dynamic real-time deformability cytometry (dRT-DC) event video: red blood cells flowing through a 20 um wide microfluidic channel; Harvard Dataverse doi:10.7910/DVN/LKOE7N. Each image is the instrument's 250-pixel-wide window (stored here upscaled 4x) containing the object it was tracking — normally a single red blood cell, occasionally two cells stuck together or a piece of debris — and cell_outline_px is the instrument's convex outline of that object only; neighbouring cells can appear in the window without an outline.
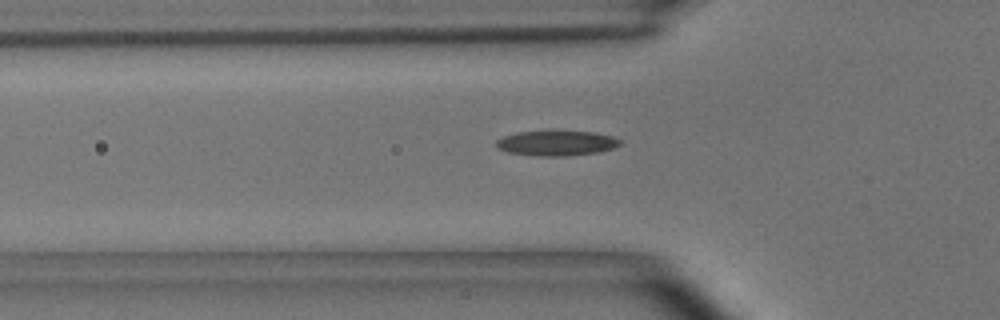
{"species": "common noctule bat (a hibernating species)", "species_latin": "Nyctalus noctula", "temperature_condition": "room temperature", "stored_images_in_passage": 41, "camera_frame_rate_fps": 3000, "um_per_image_px": 0.085, "animal": {"sex": "male", "body_mass_g": 15.6}, "frame": {"image": 1, "passage_image": 8, "time_ms": 2.333, "image_size_px": [1000, 320], "cell_outline_px": [[620, 144], [612, 148], [600, 152], [568, 156], [536, 156], [508, 152], [496, 148], [496, 140], [504, 136], [516, 132], [596, 132], [612, 136], [620, 140]], "centroid_in_image_um": [47.29, 12.18], "position_along_channel_um": 78.5, "area_um2": 17.92}}
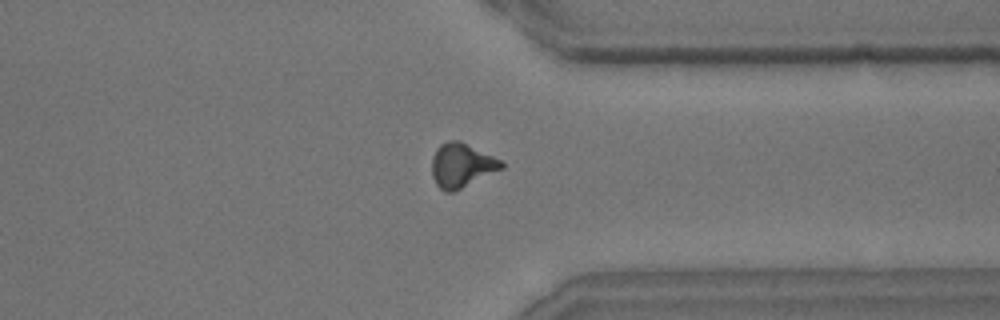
{"frame": {"image": 2, "passage_image": 32, "time_ms": 10.333, "image_size_px": [1000, 320], "cell_outline_px": [[504, 168], [452, 192], [444, 192], [436, 184], [432, 176], [432, 156], [436, 148], [440, 144], [448, 140], [460, 140], [504, 160]], "centroid_in_image_um": [39.25, 14.02], "position_along_channel_um": 372.2, "area_um2": 18.15}}
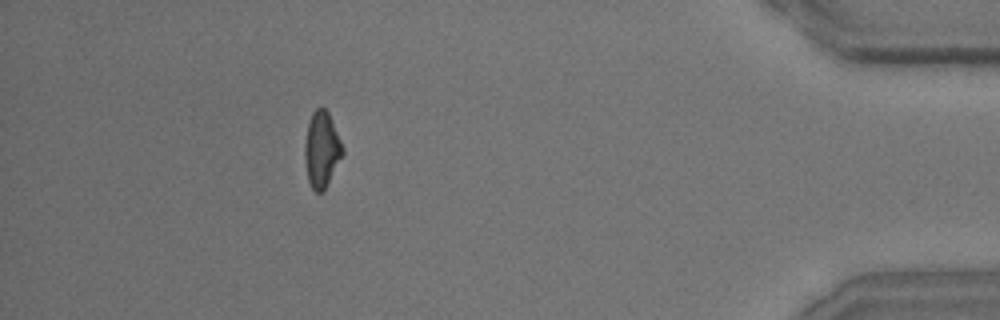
{"frame": {"image": 3, "passage_image": 39, "time_ms": 12.667, "image_size_px": [1000, 320], "cell_outline_px": [[344, 152], [324, 192], [316, 192], [312, 188], [308, 180], [304, 156], [304, 144], [308, 124], [312, 112], [316, 108], [324, 108], [328, 112], [344, 148]], "centroid_in_image_um": [27.34, 12.73], "position_along_channel_um": 407.9, "area_um2": 16.7}, "authors_computed_cell_mechanics": {"area_um2": 17.34, "velocity_mm_per_s": 3.6967, "shape_relaxation_time_tau1_ms": 4.5748, "shape_relaxation_time_tau2_ms": 3.5224, "deformation_change_tau1": 0.1545, "deformation_change_tau2": 0.1089}}